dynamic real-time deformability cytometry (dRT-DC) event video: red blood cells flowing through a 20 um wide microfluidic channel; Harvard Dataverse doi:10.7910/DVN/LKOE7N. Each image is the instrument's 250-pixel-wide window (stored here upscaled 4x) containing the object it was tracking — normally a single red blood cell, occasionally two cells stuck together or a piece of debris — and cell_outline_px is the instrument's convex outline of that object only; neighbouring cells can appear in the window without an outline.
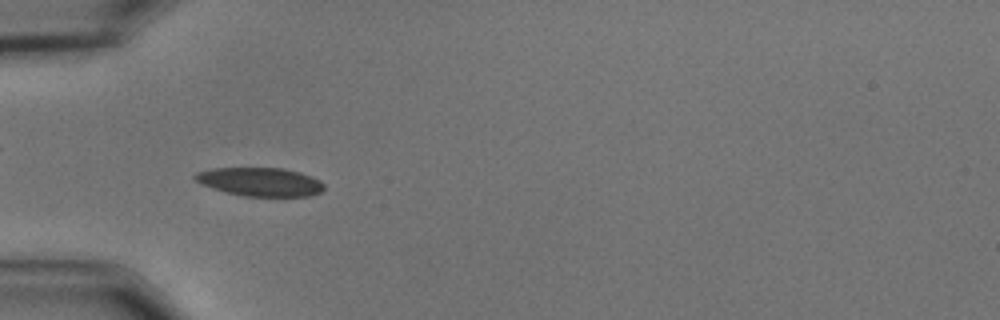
{"species": "common noctule bat (a hibernating species)", "species_latin": "Nyctalus noctula", "temperature_condition": "cold", "stored_images_in_passage": 58, "camera_frame_rate_fps": 3000, "um_per_image_px": 0.085, "animal": {"sex": "male", "body_mass_g": 15.6}, "frame": {"image": 1, "passage_image": 19, "time_ms": 6.0, "image_size_px": [1000, 320], "cell_outline_px": [[324, 188], [320, 192], [308, 196], [244, 196], [212, 188], [200, 184], [192, 176], [196, 172], [212, 168], [284, 168], [300, 172], [312, 176], [320, 180], [324, 184]], "centroid_in_image_um": [22.11, 15.45], "position_along_channel_um": 62.9, "area_um2": 21.5}}
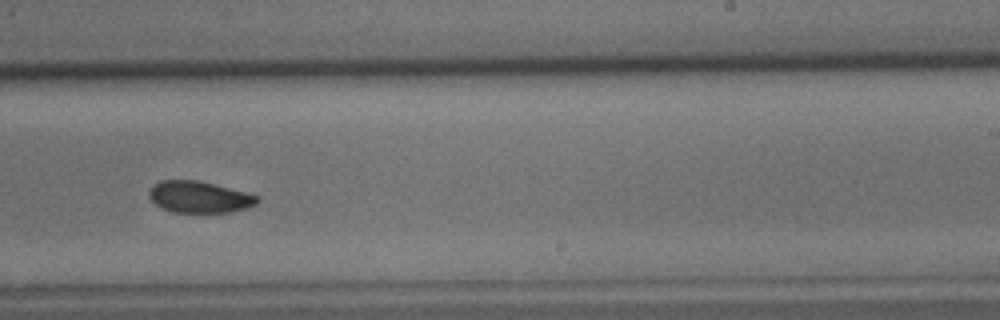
{"frame": {"image": 2, "passage_image": 37, "time_ms": 12.0, "image_size_px": [1000, 320], "cell_outline_px": [[260, 200], [256, 204], [248, 208], [232, 212], [172, 212], [160, 208], [148, 196], [148, 192], [152, 184], [160, 180], [196, 180], [244, 192], [256, 196]], "centroid_in_image_um": [16.89, 16.75], "position_along_channel_um": 272.1, "area_um2": 19.83}}
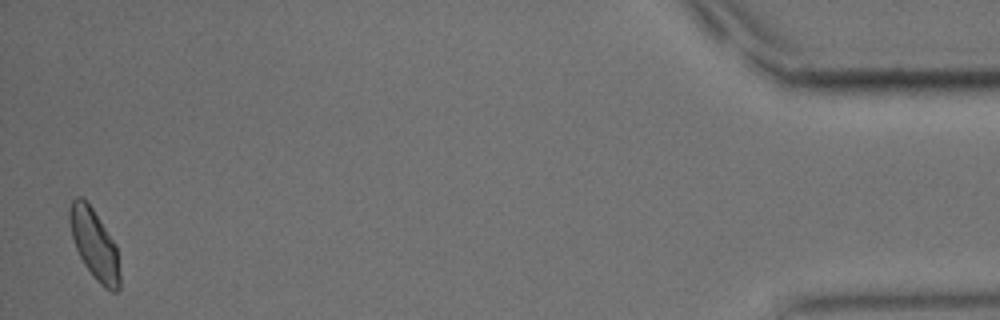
{"frame": {"image": 3, "passage_image": 57, "time_ms": 18.667, "image_size_px": [1000, 320], "cell_outline_px": [[120, 288], [116, 292], [112, 292], [104, 288], [96, 280], [84, 264], [76, 248], [72, 236], [68, 220], [68, 208], [72, 200], [76, 196], [80, 196], [92, 208], [116, 244], [120, 272]], "centroid_in_image_um": [8.02, 20.78], "position_along_channel_um": 427.2, "area_um2": 20.52}, "authors_computed_cell_mechanics": {"area_um2": 20.5768, "velocity_mm_per_s": 3.537, "shape_relaxation_time_tau1_ms": 3.2691, "shape_relaxation_time_tau2_ms": null, "deformation_change_tau1": 0.0994, "deformation_change_tau2": null}}